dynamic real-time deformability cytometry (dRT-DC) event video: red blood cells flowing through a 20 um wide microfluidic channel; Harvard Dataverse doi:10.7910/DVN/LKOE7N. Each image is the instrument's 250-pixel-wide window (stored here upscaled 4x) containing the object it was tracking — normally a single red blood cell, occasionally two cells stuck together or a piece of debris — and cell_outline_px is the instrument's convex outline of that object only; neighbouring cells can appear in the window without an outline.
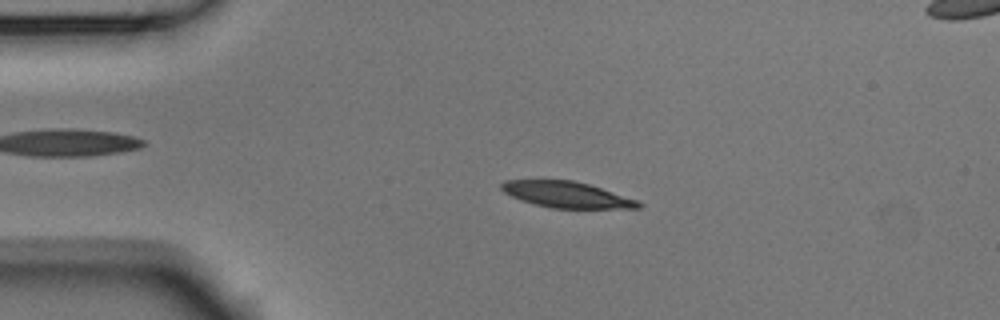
{"species": "Egyptian fruit bat (a non-hibernating species)", "species_latin": "Rousettus aegyptiacus", "temperature_condition": "room temperature", "stored_images_in_passage": 46, "segment_of_instrument_passage": [1, 2], "camera_frame_rate_fps": 3000, "um_per_image_px": 0.085, "animal": {"sex": "male"}, "frame": {"image": 1, "passage_image": 3, "time_ms": 0.667, "image_size_px": [1000, 320], "cell_outline_px": [[644, 204], [640, 208], [552, 208], [520, 200], [504, 192], [500, 188], [500, 184], [504, 180], [572, 180], [588, 184], [640, 200]], "centroid_in_image_um": [48.2, 16.54], "position_along_channel_um": 36.8, "area_um2": 20.81}}
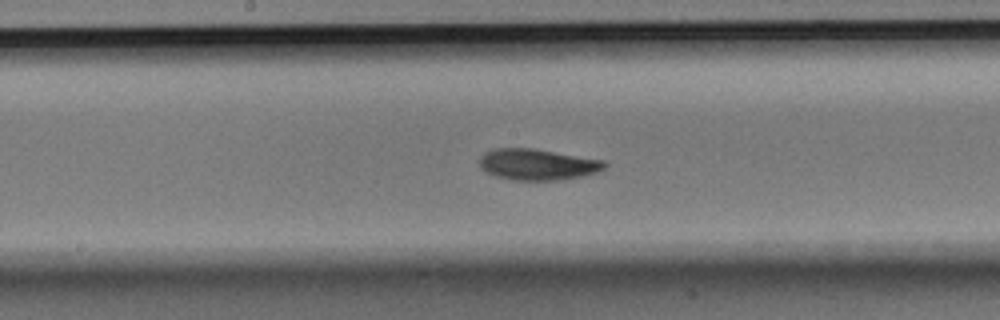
{"frame": {"image": 2, "passage_image": 19, "time_ms": 6.0, "image_size_px": [1000, 320], "cell_outline_px": [[608, 164], [604, 168], [596, 172], [584, 176], [556, 180], [512, 180], [496, 176], [480, 168], [480, 156], [484, 152], [492, 148], [532, 148], [604, 160]], "centroid_in_image_um": [45.67, 13.97], "position_along_channel_um": 202.5, "area_um2": 22.72}}
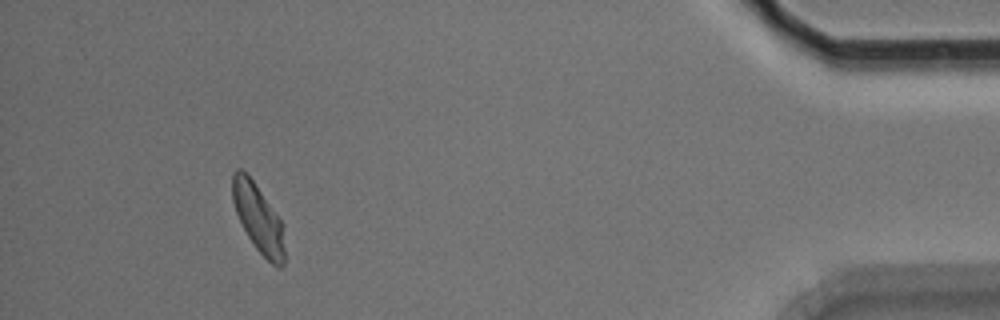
{"frame": {"image": 3, "passage_image": 41, "time_ms": 13.333, "image_size_px": [1000, 320], "cell_outline_px": [[284, 264], [280, 268], [276, 268], [256, 248], [248, 236], [236, 212], [232, 200], [232, 172], [236, 168], [240, 168], [252, 180], [284, 224]], "centroid_in_image_um": [21.96, 18.56], "position_along_channel_um": 413.2, "area_um2": 20.52}}